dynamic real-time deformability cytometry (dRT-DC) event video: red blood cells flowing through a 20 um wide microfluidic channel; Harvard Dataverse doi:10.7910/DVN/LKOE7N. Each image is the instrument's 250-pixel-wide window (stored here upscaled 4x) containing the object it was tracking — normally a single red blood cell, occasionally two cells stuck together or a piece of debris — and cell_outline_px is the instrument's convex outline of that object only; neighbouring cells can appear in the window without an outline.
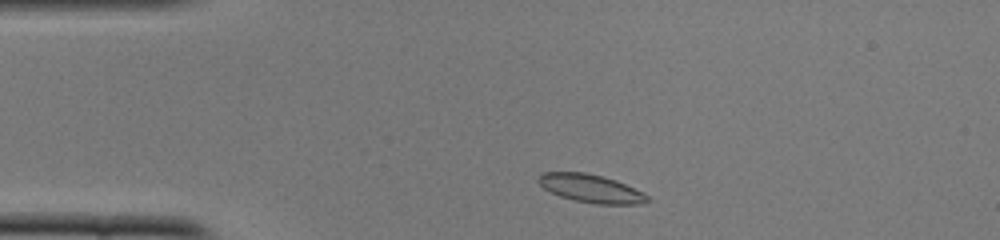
{"species": "common noctule bat (a hibernating species)", "species_latin": "Nyctalus noctula", "temperature_condition": "cold", "stored_images_in_passage": 44, "camera_frame_rate_fps": 3000, "um_per_image_px": 0.085, "animal": {"sex": "female", "body_mass_g": 22.0, "forearm_length_mm": 56.7}, "frame": {"image": 1, "passage_image": 3, "time_ms": 0.667, "image_size_px": [1000, 240], "cell_outline_px": [[652, 200], [644, 204], [596, 204], [576, 200], [560, 196], [544, 188], [536, 180], [536, 176], [540, 172], [584, 172], [616, 180], [644, 192]], "centroid_in_image_um": [50.24, 16.02], "position_along_channel_um": 34.8, "area_um2": 17.98}}
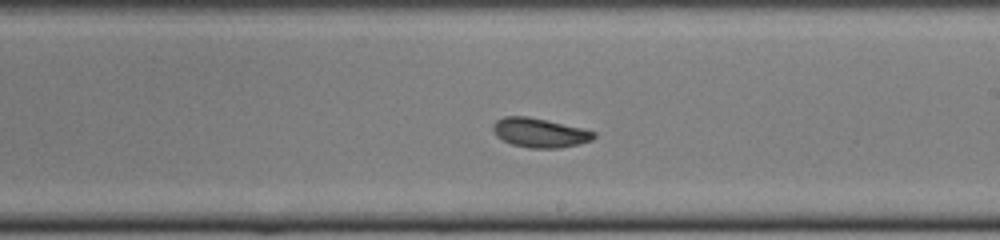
{"frame": {"image": 2, "passage_image": 22, "time_ms": 7.0, "image_size_px": [1000, 240], "cell_outline_px": [[596, 136], [592, 140], [580, 144], [560, 148], [528, 148], [512, 144], [496, 136], [492, 128], [492, 124], [496, 120], [504, 116], [528, 116], [580, 128], [596, 132]], "centroid_in_image_um": [45.86, 11.29], "position_along_channel_um": 243.1, "area_um2": 17.17}}
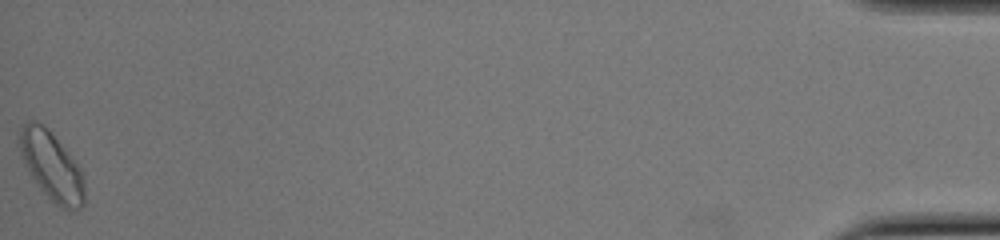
{"frame": {"image": 3, "passage_image": 44, "time_ms": 14.333, "image_size_px": [1000, 240], "cell_outline_px": [[84, 204], [80, 208], [68, 212], [60, 208], [40, 188], [32, 176], [20, 156], [16, 140], [20, 128], [24, 120], [36, 120], [60, 144], [80, 168], [84, 176]], "centroid_in_image_um": [4.35, 14.13], "position_along_channel_um": 430.9, "area_um2": 25.84}, "authors_computed_cell_mechanics": {"area_um2": 17.5712, "velocity_mm_per_s": 3.8764, "shape_relaxation_time_tau1_ms": 2.7499, "shape_relaxation_time_tau2_ms": 1.9185, "deformation_change_tau1": 0.1096, "deformation_change_tau2": 0.0357}}